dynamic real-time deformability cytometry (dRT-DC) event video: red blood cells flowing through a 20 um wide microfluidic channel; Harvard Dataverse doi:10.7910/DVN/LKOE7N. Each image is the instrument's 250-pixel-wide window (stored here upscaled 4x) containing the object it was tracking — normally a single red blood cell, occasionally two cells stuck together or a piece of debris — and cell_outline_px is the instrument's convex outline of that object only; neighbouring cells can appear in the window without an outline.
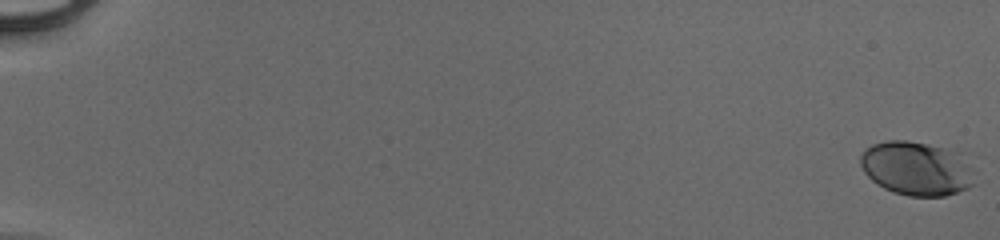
{"species": "human", "species_latin": "Homo sapiens", "temperature_condition": "cold", "stored_images_in_passage": 56, "camera_frame_rate_fps": 3000, "um_per_image_px": 0.085, "donor": {"sex": "male"}, "frame": {"image": 1, "passage_image": 1, "time_ms": 0.0, "image_size_px": [1000, 240], "cell_outline_px": [[972, 184], [968, 188], [944, 196], [908, 196], [892, 192], [876, 184], [864, 172], [860, 164], [860, 156], [872, 144], [888, 140], [904, 140], [924, 144], [956, 152]], "centroid_in_image_um": [77.73, 14.34], "position_along_channel_um": 7.3, "area_um2": 34.33}}
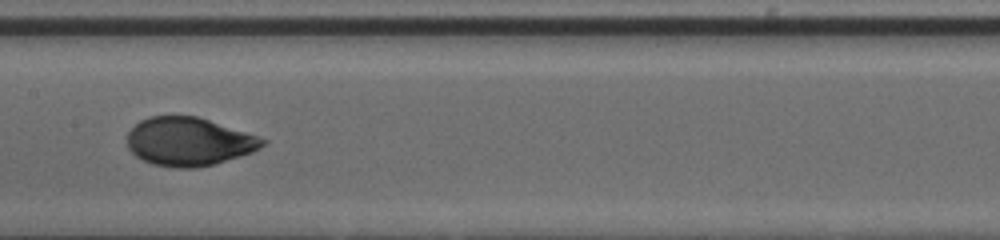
{"frame": {"image": 2, "passage_image": 32, "time_ms": 10.333, "image_size_px": [1000, 240], "cell_outline_px": [[268, 140], [260, 148], [252, 152], [216, 164], [196, 168], [176, 168], [152, 164], [136, 156], [128, 148], [128, 132], [140, 120], [148, 116], [196, 116]], "centroid_in_image_um": [16.03, 12.05], "position_along_channel_um": 191.4, "area_um2": 37.86}}
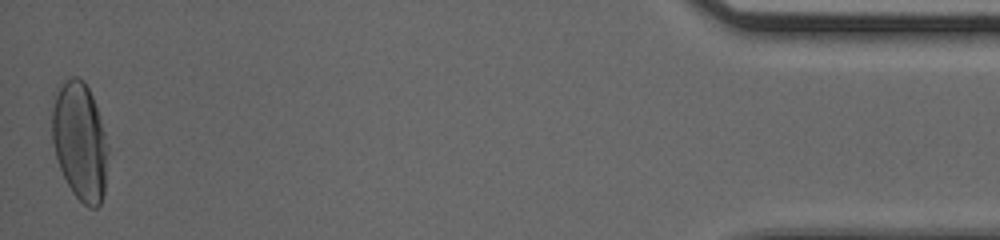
{"frame": {"image": 3, "passage_image": 56, "time_ms": 18.333, "image_size_px": [1000, 240], "cell_outline_px": [[108, 152], [104, 192], [100, 204], [96, 208], [88, 208], [72, 192], [60, 168], [56, 156], [52, 140], [52, 108], [56, 96], [60, 88], [72, 76], [76, 76], [84, 80], [92, 96], [108, 144]], "centroid_in_image_um": [6.8, 12.05], "position_along_channel_um": 428.4, "area_um2": 37.97}, "authors_computed_cell_mechanics": {"area_um2": 36.992, "velocity_mm_per_s": 3.915, "shape_relaxation_time_tau1_ms": 3.46, "shape_relaxation_time_tau2_ms": null, "deformation_change_tau1": 0.1737, "deformation_change_tau2": null}}